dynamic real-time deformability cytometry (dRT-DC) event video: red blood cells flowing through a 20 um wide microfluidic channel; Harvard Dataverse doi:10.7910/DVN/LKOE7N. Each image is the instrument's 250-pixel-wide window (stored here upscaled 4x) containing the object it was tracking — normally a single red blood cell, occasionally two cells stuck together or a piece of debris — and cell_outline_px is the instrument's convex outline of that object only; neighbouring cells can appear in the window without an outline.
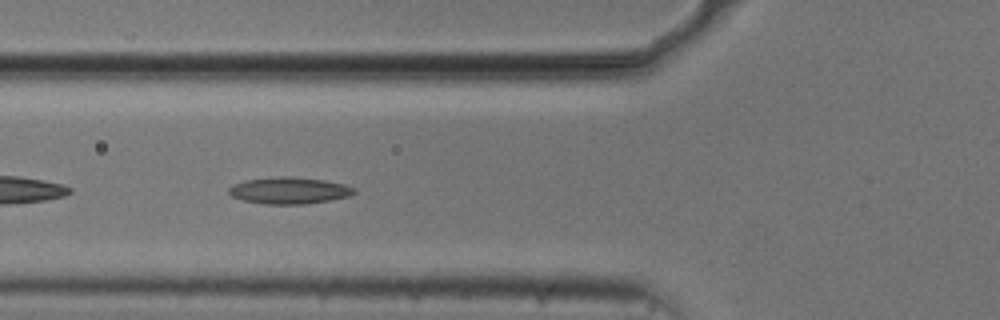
{"species": "common noctule bat (a hibernating species)", "species_latin": "Nyctalus noctula", "temperature_condition": "cold", "stored_images_in_passage": 39, "camera_frame_rate_fps": 3000, "um_per_image_px": 0.085, "animal": {"sex": "male", "body_mass_g": 20.5, "forearm_length_mm": 52.5}, "frame": {"image": 1, "passage_image": 5, "time_ms": 1.333, "image_size_px": [1000, 320], "cell_outline_px": [[356, 192], [348, 196], [328, 200], [304, 204], [264, 204], [240, 200], [232, 196], [228, 192], [228, 188], [244, 180], [276, 176], [288, 176], [324, 180], [344, 184], [356, 188]], "centroid_in_image_um": [24.55, 16.19], "position_along_channel_um": 101.2, "area_um2": 19.48}}
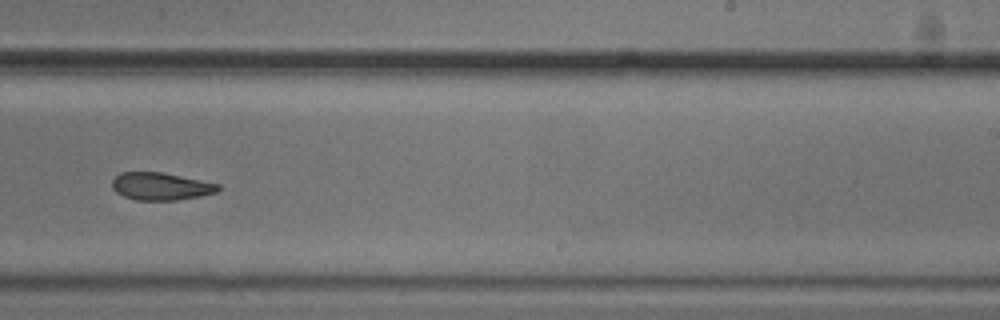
{"frame": {"image": 2, "passage_image": 19, "time_ms": 6.0, "image_size_px": [1000, 320], "cell_outline_px": [[220, 188], [216, 192], [200, 196], [176, 200], [136, 200], [124, 196], [116, 192], [112, 188], [112, 180], [120, 172], [160, 172], [220, 184]], "centroid_in_image_um": [13.64, 15.84], "position_along_channel_um": 275.4, "area_um2": 16.88}}
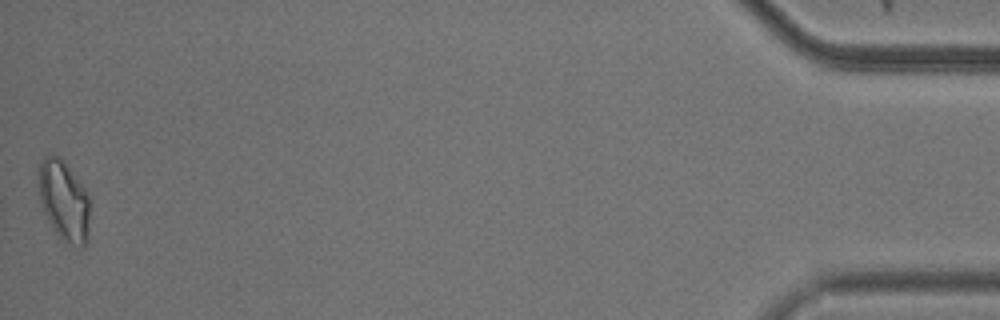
{"frame": {"image": 3, "passage_image": 39, "time_ms": 12.667, "image_size_px": [1000, 320], "cell_outline_px": [[88, 240], [84, 248], [80, 248], [60, 240], [48, 220], [44, 212], [40, 200], [36, 180], [36, 172], [40, 160], [44, 156], [60, 156], [64, 160], [84, 188], [88, 196]], "centroid_in_image_um": [5.39, 17.05], "position_along_channel_um": 429.8, "area_um2": 24.45}, "authors_computed_cell_mechanics": {"area_um2": 18.3226, "velocity_mm_per_s": 3.7223, "shape_relaxation_time_tau1_ms": null, "shape_relaxation_time_tau2_ms": 4.2691, "deformation_change_tau1": null, "deformation_change_tau2": 0.1175}}